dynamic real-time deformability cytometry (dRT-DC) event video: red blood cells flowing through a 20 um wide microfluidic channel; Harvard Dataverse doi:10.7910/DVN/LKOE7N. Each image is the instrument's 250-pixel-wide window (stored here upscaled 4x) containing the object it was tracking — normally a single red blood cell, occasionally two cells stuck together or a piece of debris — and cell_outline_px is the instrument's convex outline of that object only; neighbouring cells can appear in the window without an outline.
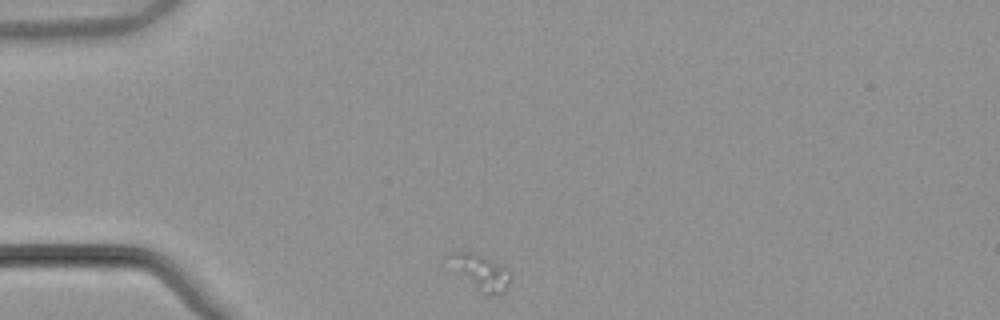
{"species": "common noctule bat (a hibernating species)", "species_latin": "Nyctalus noctula", "temperature_condition": "warm", "stored_images_in_passage": 32, "camera_frame_rate_fps": 3000, "um_per_image_px": 0.085, "animal": {"sex": "male", "body_mass_g": 21.5, "forearm_length_mm": 52.0}, "frame": {"image": 1, "passage_image": 1, "time_ms": 0.0, "image_size_px": [1000, 320], "cell_outline_px": [[512, 276], [504, 292], [484, 292], [460, 272], [444, 256], [448, 252], [476, 252], [504, 264], [512, 272]], "centroid_in_image_um": [40.93, 23.0], "position_along_channel_um": 44.1, "area_um2": 12.02}}